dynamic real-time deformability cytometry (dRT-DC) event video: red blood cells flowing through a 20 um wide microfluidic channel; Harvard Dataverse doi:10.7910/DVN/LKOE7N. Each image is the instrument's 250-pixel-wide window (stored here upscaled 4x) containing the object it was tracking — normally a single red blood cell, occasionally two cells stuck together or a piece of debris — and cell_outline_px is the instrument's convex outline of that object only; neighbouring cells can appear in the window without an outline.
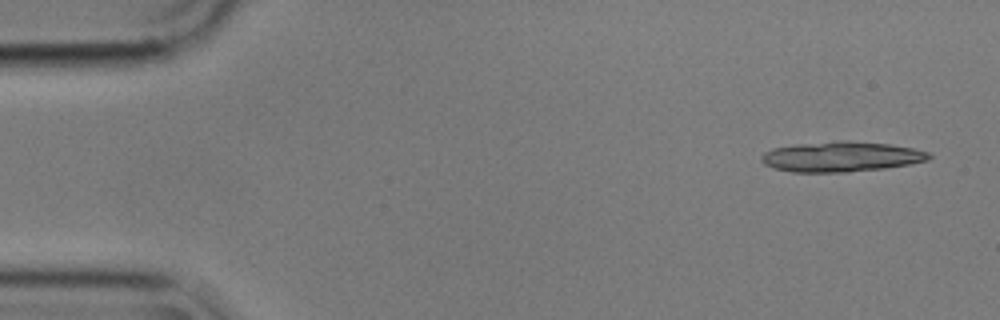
{"species": "common noctule bat (a hibernating species)", "species_latin": "Nyctalus noctula", "temperature_condition": "cold", "stored_images_in_passage": 7, "camera_frame_rate_fps": 3000, "um_per_image_px": 0.085, "animal": {"sex": "male", "body_mass_g": 17.9}, "frame": {"image": 1, "passage_image": 1, "time_ms": 0.0, "image_size_px": [1000, 320], "cell_outline_px": [[932, 156], [928, 160], [908, 164], [884, 168], [848, 172], [792, 172], [776, 168], [764, 164], [760, 160], [760, 156], [764, 152], [772, 148], [796, 144], [840, 140], [848, 140], [888, 144], [912, 148], [928, 152]], "centroid_in_image_um": [71.47, 13.31], "position_along_channel_um": 13.5, "area_um2": 29.48}}
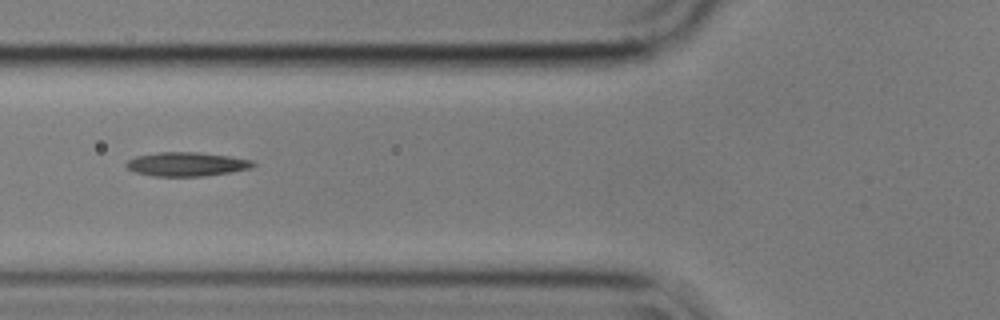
{"frame": {"image": 2, "passage_image": 6, "time_ms": 1.667, "image_size_px": [1000, 320], "cell_outline_px": [[256, 164], [252, 168], [232, 172], [204, 176], [152, 176], [136, 172], [128, 168], [124, 164], [128, 160], [136, 156], [160, 152], [200, 152], [228, 156], [252, 160]], "centroid_in_image_um": [15.88, 13.95], "position_along_channel_um": 109.9, "area_um2": 17.74}}
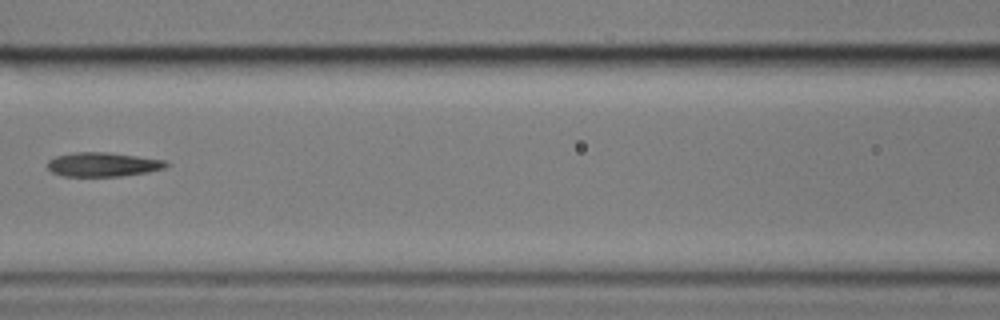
{"frame": {"image": 3, "passage_image": 7, "time_ms": 2.0, "image_size_px": [1000, 320], "cell_outline_px": [[168, 164], [164, 168], [148, 172], [120, 176], [64, 176], [52, 172], [48, 168], [48, 160], [56, 156], [76, 152], [108, 152], [164, 160]], "centroid_in_image_um": [8.72, 13.98], "position_along_channel_um": 157.9, "area_um2": 16.53}}